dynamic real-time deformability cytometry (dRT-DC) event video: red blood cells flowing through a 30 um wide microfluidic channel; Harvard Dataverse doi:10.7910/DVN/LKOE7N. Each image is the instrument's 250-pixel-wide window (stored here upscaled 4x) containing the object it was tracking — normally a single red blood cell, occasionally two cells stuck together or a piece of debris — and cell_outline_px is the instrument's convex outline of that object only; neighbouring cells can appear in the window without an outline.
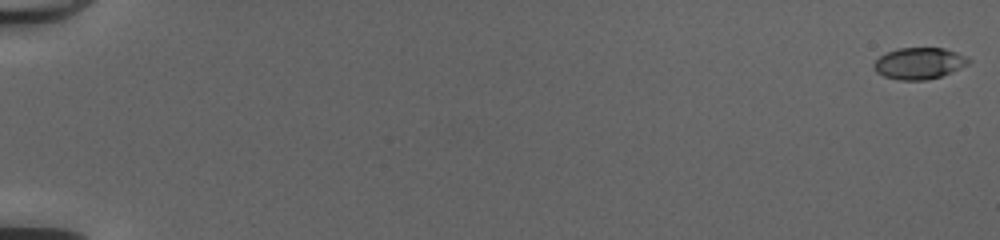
{"species": "common noctule bat (a hibernating species)", "species_latin": "Nyctalus noctula", "temperature_condition": "cold", "stored_images_in_passage": 52, "camera_frame_rate_fps": 3000, "um_per_image_px": 0.085, "animal": {"sex": "female", "body_mass_g": 20.0, "forearm_length_mm": 54.0}, "frame": {"image": 1, "passage_image": 1, "time_ms": 0.0, "image_size_px": [1000, 240], "cell_outline_px": [[972, 60], [968, 64], [960, 68], [940, 76], [924, 80], [900, 80], [884, 76], [876, 72], [872, 68], [872, 64], [880, 56], [896, 48], [944, 48], [956, 52]], "centroid_in_image_um": [78.09, 5.38], "position_along_channel_um": 6.9, "area_um2": 17.28}}
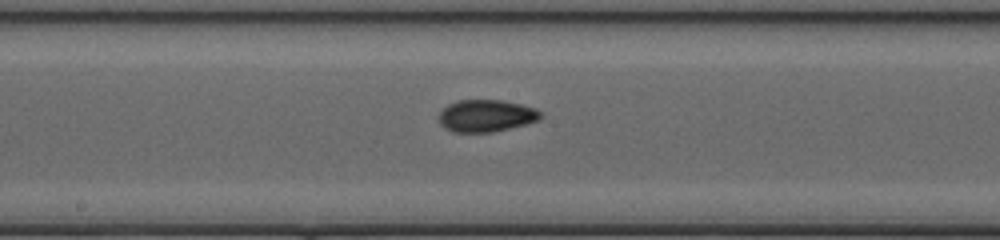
{"frame": {"image": 2, "passage_image": 30, "time_ms": 9.667, "image_size_px": [1000, 240], "cell_outline_px": [[544, 116], [540, 120], [492, 132], [452, 132], [444, 128], [440, 124], [440, 112], [448, 104], [456, 100], [504, 100], [536, 108]], "centroid_in_image_um": [41.33, 9.83], "position_along_channel_um": 206.9, "area_um2": 19.07}}
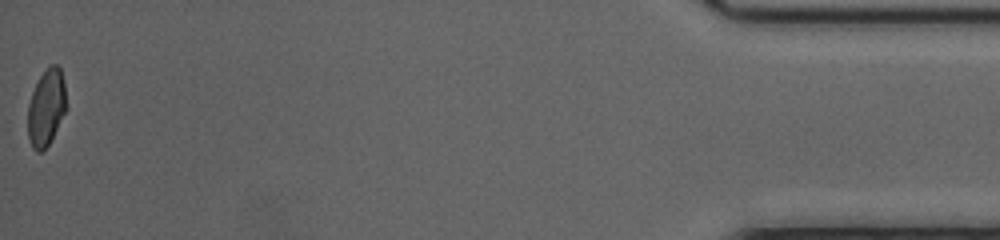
{"frame": {"image": 3, "passage_image": 52, "time_ms": 17.0, "image_size_px": [1000, 240], "cell_outline_px": [[68, 108], [48, 144], [40, 152], [36, 152], [32, 148], [28, 136], [28, 104], [32, 92], [40, 76], [52, 64], [56, 64], [60, 68], [64, 84]], "centroid_in_image_um": [3.94, 9.15], "position_along_channel_um": 431.3, "area_um2": 17.11}, "authors_computed_cell_mechanics": {"area_um2": 17.9469, "velocity_mm_per_s": 4.1947, "shape_relaxation_time_tau1_ms": 4.6403, "shape_relaxation_time_tau2_ms": 1.211, "deformation_change_tau1": 0.1425, "deformation_change_tau2": 0.0545}}